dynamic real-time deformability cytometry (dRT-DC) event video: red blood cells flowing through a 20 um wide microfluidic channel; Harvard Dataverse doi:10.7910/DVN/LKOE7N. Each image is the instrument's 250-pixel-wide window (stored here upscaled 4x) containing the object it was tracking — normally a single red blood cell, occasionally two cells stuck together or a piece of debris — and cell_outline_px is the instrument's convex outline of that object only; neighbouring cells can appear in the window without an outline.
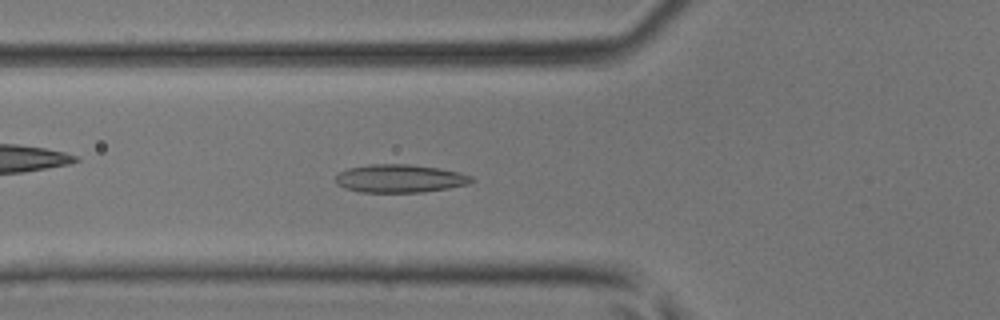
{"species": "common noctule bat (a hibernating species)", "species_latin": "Nyctalus noctula", "temperature_condition": "room temperature", "stored_images_in_passage": 32, "camera_frame_rate_fps": 3000, "um_per_image_px": 0.085, "animal": {"sex": "male", "body_mass_g": 17.9, "forearm_length_mm": 54.2}, "frame": {"image": 1, "passage_image": 2, "time_ms": 0.333, "image_size_px": [1000, 320], "cell_outline_px": [[476, 180], [468, 184], [448, 188], [420, 192], [360, 192], [344, 188], [336, 184], [336, 176], [340, 172], [348, 168], [368, 164], [408, 164], [440, 168], [460, 172], [472, 176]], "centroid_in_image_um": [34.0, 15.17], "position_along_channel_um": 91.8, "area_um2": 22.37}}
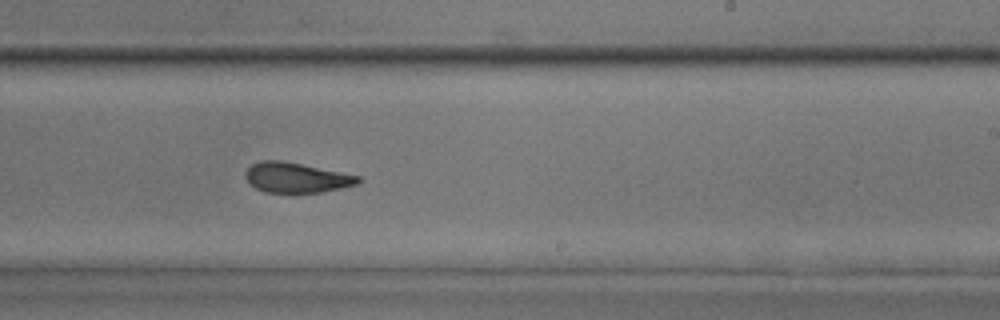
{"frame": {"image": 2, "passage_image": 14, "time_ms": 4.333, "image_size_px": [1000, 320], "cell_outline_px": [[364, 180], [356, 184], [340, 188], [320, 192], [292, 196], [264, 192], [248, 184], [244, 176], [244, 172], [252, 164], [260, 160], [280, 160], [360, 176]], "centroid_in_image_um": [25.12, 15.15], "position_along_channel_um": 263.9, "area_um2": 20.46}}
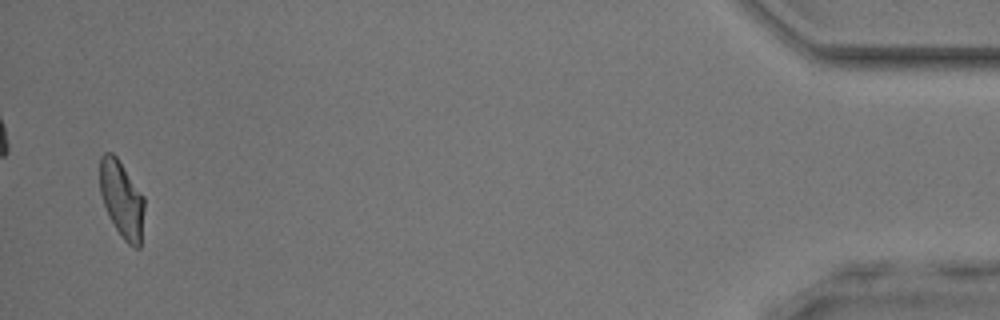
{"frame": {"image": 3, "passage_image": 31, "time_ms": 10.0, "image_size_px": [1000, 320], "cell_outline_px": [[144, 208], [140, 248], [136, 248], [128, 244], [120, 236], [108, 216], [100, 192], [100, 156], [104, 152], [112, 152], [116, 156], [144, 196]], "centroid_in_image_um": [10.34, 16.95], "position_along_channel_um": 424.9, "area_um2": 19.94}}